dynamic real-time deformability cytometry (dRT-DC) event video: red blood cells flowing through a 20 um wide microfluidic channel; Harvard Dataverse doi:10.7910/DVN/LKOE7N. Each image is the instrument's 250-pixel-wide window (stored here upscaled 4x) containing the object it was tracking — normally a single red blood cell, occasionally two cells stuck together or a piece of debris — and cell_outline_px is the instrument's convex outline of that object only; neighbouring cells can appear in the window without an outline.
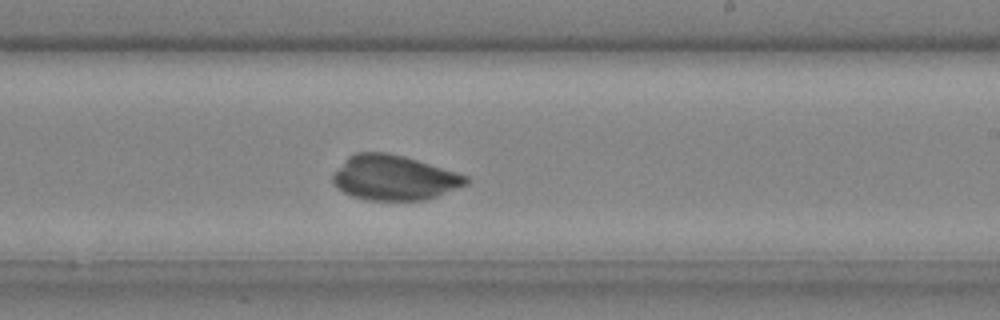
{"species": "common noctule bat (a hibernating species)", "species_latin": "Nyctalus noctula", "temperature_condition": "cold", "stored_images_in_passage": 31, "camera_frame_rate_fps": 3000, "um_per_image_px": 0.085, "animal": {"sex": "male", "body_mass_g": 20.4}, "frame": {"image": 1, "passage_image": 18, "time_ms": 5.667, "image_size_px": [1000, 320], "cell_outline_px": [[468, 184], [436, 196], [424, 200], [368, 200], [352, 196], [336, 188], [332, 180], [332, 176], [348, 156], [356, 152], [388, 152], [404, 156], [456, 172], [468, 176]], "centroid_in_image_um": [33.48, 15.1], "position_along_channel_um": 255.5, "area_um2": 34.68}}